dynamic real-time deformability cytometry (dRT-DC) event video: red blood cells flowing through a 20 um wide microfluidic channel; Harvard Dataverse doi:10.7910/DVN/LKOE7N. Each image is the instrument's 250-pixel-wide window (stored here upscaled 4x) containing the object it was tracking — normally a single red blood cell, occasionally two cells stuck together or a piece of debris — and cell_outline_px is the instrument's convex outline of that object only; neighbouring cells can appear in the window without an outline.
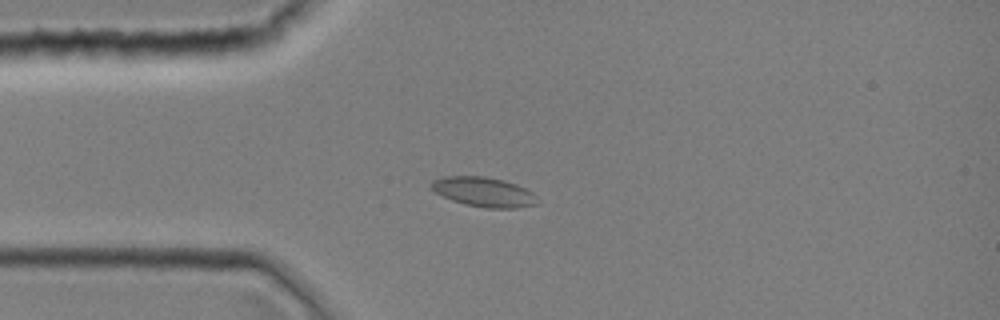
{"species": "common noctule bat (a hibernating species)", "species_latin": "Nyctalus noctula", "temperature_condition": "room temperature", "stored_images_in_passage": 2, "camera_frame_rate_fps": 3000, "um_per_image_px": 0.085, "animal": {"sex": "female", "body_mass_g": 19.0, "forearm_length_mm": 51.5}, "frame": {"image": 1, "passage_image": 1, "time_ms": 0.0, "image_size_px": [1000, 320], "cell_outline_px": [[536, 204], [516, 208], [488, 208], [464, 204], [452, 200], [436, 192], [428, 184], [432, 180], [444, 176], [484, 176], [504, 180], [516, 184], [532, 192]], "centroid_in_image_um": [41.06, 16.3], "position_along_channel_um": 43.9, "area_um2": 18.09}}